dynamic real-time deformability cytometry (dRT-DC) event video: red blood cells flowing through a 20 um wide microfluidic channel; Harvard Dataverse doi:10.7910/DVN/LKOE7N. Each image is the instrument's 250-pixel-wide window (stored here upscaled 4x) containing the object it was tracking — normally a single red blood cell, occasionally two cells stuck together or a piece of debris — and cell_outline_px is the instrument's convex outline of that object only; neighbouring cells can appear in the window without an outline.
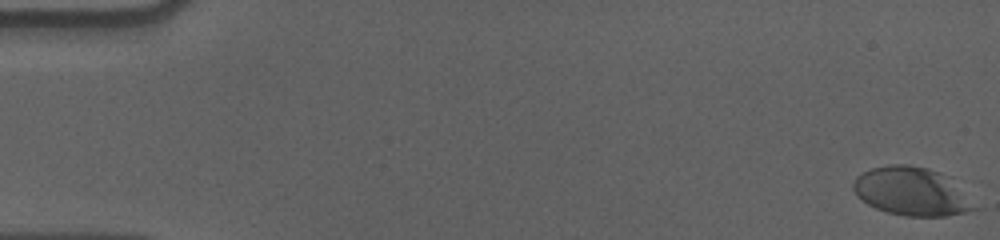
{"species": "human", "species_latin": "Homo sapiens", "temperature_condition": "cold", "stored_images_in_passage": 12, "camera_frame_rate_fps": 3000, "um_per_image_px": 0.085, "donor": {"sex": "male"}, "frame": {"image": 1, "passage_image": 1, "time_ms": 0.0, "image_size_px": [1000, 240], "cell_outline_px": [[980, 208], [964, 212], [944, 216], [904, 216], [888, 212], [876, 208], [868, 204], [856, 196], [852, 188], [852, 184], [856, 176], [872, 168], [892, 164], [908, 164], [928, 168], [936, 172]], "centroid_in_image_um": [77.37, 16.29], "position_along_channel_um": 7.6, "area_um2": 33.12}}